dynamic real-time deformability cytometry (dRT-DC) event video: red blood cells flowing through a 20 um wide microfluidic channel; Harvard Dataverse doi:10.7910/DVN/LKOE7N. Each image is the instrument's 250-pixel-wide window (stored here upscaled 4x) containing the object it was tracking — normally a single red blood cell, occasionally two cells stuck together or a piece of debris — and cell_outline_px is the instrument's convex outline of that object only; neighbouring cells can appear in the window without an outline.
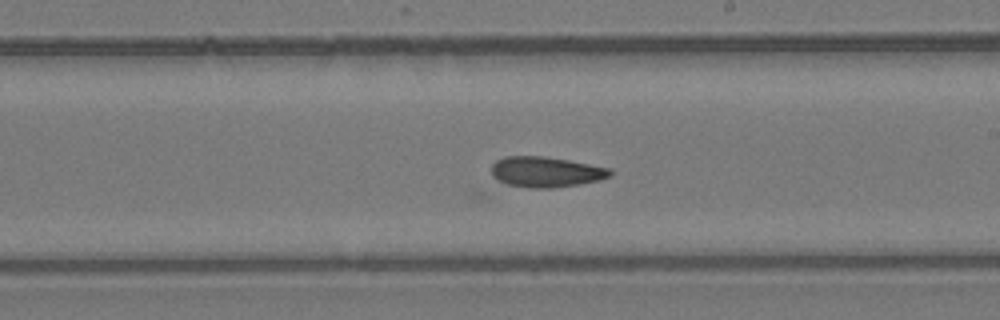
{"species": "common noctule bat (a hibernating species)", "species_latin": "Nyctalus noctula", "temperature_condition": "room temperature", "stored_images_in_passage": 25, "camera_frame_rate_fps": 3000, "um_per_image_px": 0.085, "animal": {"sex": "female", "body_mass_g": 24.6, "forearm_length_mm": 56.2}, "frame": {"image": 1, "passage_image": 13, "time_ms": 4.0, "image_size_px": [1000, 320], "cell_outline_px": [[612, 176], [600, 180], [580, 184], [552, 188], [528, 188], [508, 184], [492, 176], [492, 164], [496, 160], [504, 156], [540, 156], [568, 160], [608, 168], [612, 172]], "centroid_in_image_um": [46.4, 14.62], "position_along_channel_um": 242.6, "area_um2": 20.98}}
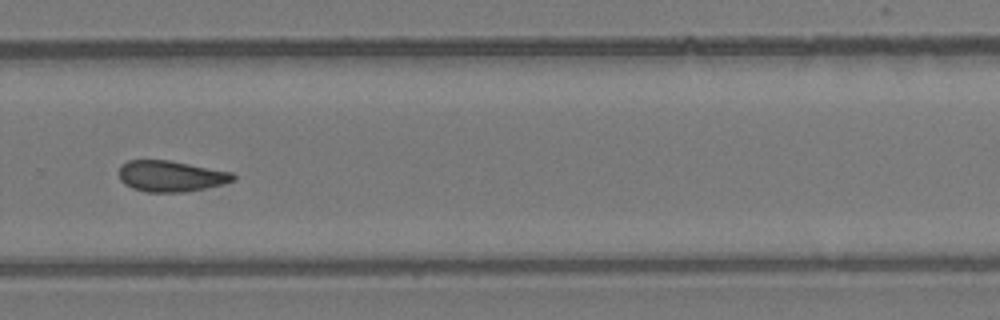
{"frame": {"image": 2, "passage_image": 18, "time_ms": 5.667, "image_size_px": [1000, 320], "cell_outline_px": [[236, 180], [224, 184], [208, 188], [184, 192], [144, 192], [132, 188], [124, 184], [120, 180], [120, 164], [128, 160], [168, 160], [232, 172], [236, 176]], "centroid_in_image_um": [14.53, 14.98], "position_along_channel_um": 315.3, "area_um2": 20.81}}